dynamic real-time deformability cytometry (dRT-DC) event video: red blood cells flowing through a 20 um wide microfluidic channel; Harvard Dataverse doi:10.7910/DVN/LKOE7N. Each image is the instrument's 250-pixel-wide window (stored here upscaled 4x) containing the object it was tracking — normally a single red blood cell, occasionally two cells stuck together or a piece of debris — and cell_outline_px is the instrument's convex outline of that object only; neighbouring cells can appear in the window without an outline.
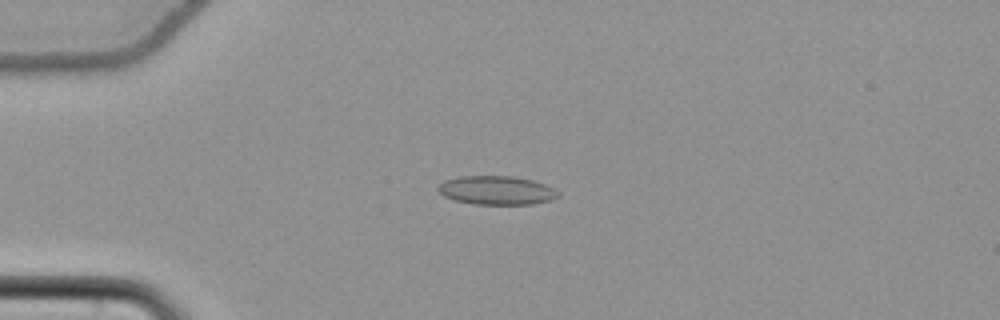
{"species": "common noctule bat (a hibernating species)", "species_latin": "Nyctalus noctula", "temperature_condition": "cold", "stored_images_in_passage": 48, "camera_frame_rate_fps": 3000, "um_per_image_px": 0.085, "animal": {"sex": "female", "body_mass_g": 22.7, "forearm_length_mm": 54.2}, "frame": {"image": 1, "passage_image": 7, "time_ms": 2.0, "image_size_px": [1000, 320], "cell_outline_px": [[560, 196], [552, 200], [532, 204], [472, 204], [456, 200], [444, 196], [436, 188], [444, 180], [460, 176], [512, 176], [532, 180], [544, 184], [560, 192]], "centroid_in_image_um": [42.22, 16.18], "position_along_channel_um": 42.8, "area_um2": 20.11}}
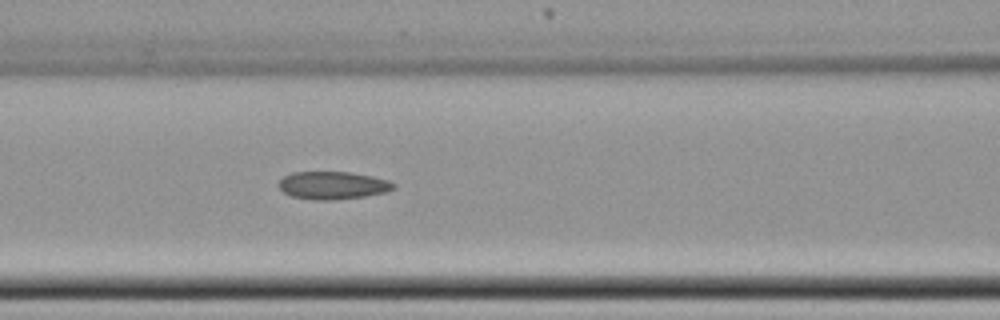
{"frame": {"image": 2, "passage_image": 17, "time_ms": 5.333, "image_size_px": [1000, 320], "cell_outline_px": [[396, 188], [384, 192], [364, 196], [332, 200], [316, 200], [292, 196], [284, 192], [276, 184], [284, 176], [292, 172], [348, 172], [372, 176], [388, 180], [396, 184]], "centroid_in_image_um": [28.27, 15.75], "position_along_channel_um": 138.3, "area_um2": 18.5}}
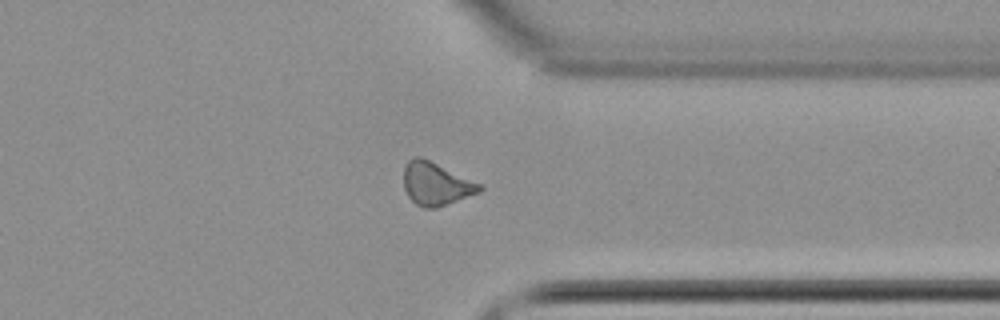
{"frame": {"image": 3, "passage_image": 36, "time_ms": 11.667, "image_size_px": [1000, 320], "cell_outline_px": [[484, 188], [480, 192], [436, 208], [420, 208], [408, 196], [404, 188], [404, 164], [408, 160], [416, 156], [420, 156], [484, 184]], "centroid_in_image_um": [37.08, 15.62], "position_along_channel_um": 374.3, "area_um2": 19.25}, "authors_computed_cell_mechanics": {"area_um2": 18.496, "velocity_mm_per_s": 3.7681, "shape_relaxation_time_tau1_ms": null, "shape_relaxation_time_tau2_ms": 8.8089, "deformation_change_tau1": null, "deformation_change_tau2": 0.1807}}